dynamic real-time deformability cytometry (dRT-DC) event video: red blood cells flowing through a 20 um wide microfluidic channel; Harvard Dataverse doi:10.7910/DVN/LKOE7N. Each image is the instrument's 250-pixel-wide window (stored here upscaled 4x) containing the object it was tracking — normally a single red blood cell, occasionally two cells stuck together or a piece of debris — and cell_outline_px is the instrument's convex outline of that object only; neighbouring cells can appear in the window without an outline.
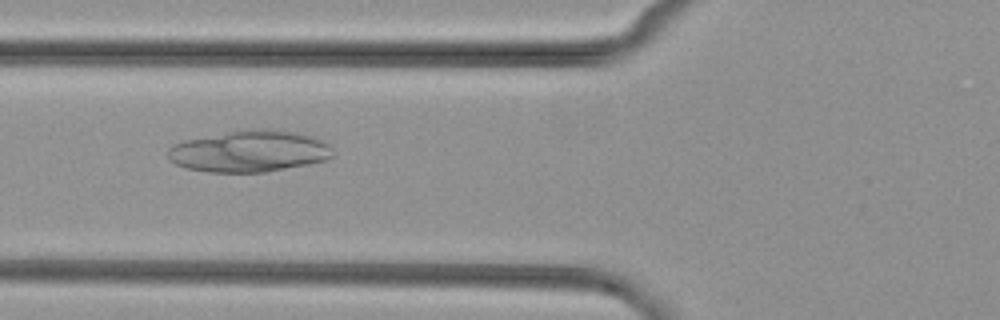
{"species": "common noctule bat (a hibernating species)", "species_latin": "Nyctalus noctula", "temperature_condition": "cold", "stored_images_in_passage": 41, "camera_frame_rate_fps": 3000, "um_per_image_px": 0.085, "animal": {"sex": "female", "body_mass_g": 29.2, "forearm_length_mm": 56.3}, "frame": {"image": 1, "passage_image": 10, "time_ms": 3.0, "image_size_px": [1000, 320], "cell_outline_px": [[332, 156], [324, 160], [308, 164], [264, 172], [208, 172], [184, 168], [176, 164], [168, 156], [168, 148], [172, 144], [184, 140], [252, 128], [264, 128], [296, 132], [312, 136], [328, 144], [332, 148]], "centroid_in_image_um": [21.18, 12.85], "position_along_channel_um": 104.6, "area_um2": 39.77}}
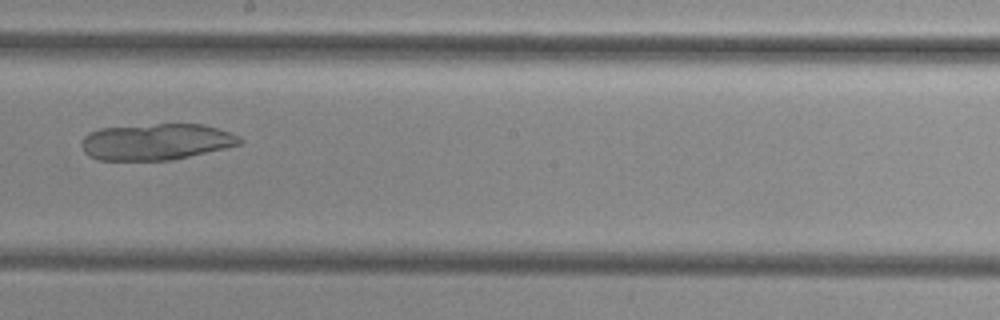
{"frame": {"image": 2, "passage_image": 20, "time_ms": 6.333, "image_size_px": [1000, 320], "cell_outline_px": [[244, 140], [240, 144], [224, 148], [172, 160], [100, 160], [88, 156], [84, 152], [80, 144], [84, 136], [88, 132], [100, 128], [156, 124], [204, 124], [232, 132], [240, 136]], "centroid_in_image_um": [13.27, 12.05], "position_along_channel_um": 234.9, "area_um2": 33.7}}
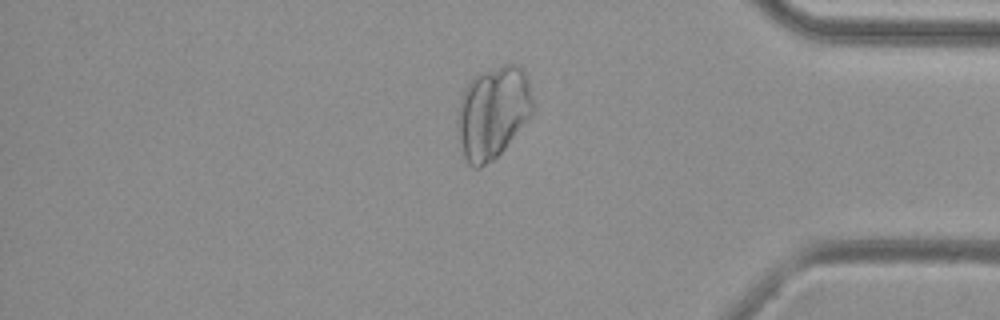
{"frame": {"image": 3, "passage_image": 34, "time_ms": 11.0, "image_size_px": [1000, 320], "cell_outline_px": [[532, 112], [504, 148], [492, 160], [480, 168], [472, 168], [468, 164], [456, 140], [456, 116], [460, 100], [468, 84], [480, 72], [504, 64], [516, 64], [524, 72], [528, 80], [532, 96]], "centroid_in_image_um": [41.83, 9.58], "position_along_channel_um": 393.4, "area_um2": 40.34}}